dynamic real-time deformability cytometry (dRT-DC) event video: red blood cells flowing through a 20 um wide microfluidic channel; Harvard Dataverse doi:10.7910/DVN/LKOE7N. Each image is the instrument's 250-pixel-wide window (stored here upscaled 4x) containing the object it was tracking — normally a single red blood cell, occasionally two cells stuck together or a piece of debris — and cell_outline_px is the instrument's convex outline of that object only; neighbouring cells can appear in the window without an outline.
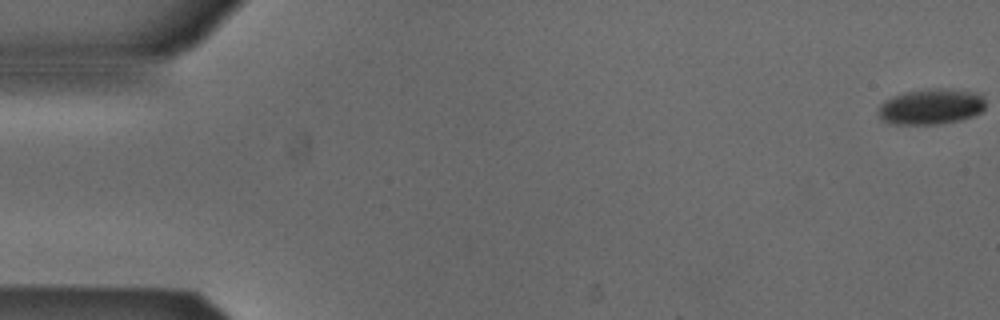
{"species": "Egyptian fruit bat (a non-hibernating species)", "species_latin": "Rousettus aegyptiacus", "temperature_condition": "cold", "stored_images_in_passage": 54, "camera_frame_rate_fps": 3000, "um_per_image_px": 0.085, "animal": {"sex": "male"}, "frame": {"image": 1, "passage_image": 1, "time_ms": 0.0, "image_size_px": [1000, 320], "cell_outline_px": [[984, 108], [980, 112], [972, 116], [960, 120], [936, 124], [896, 124], [880, 120], [880, 104], [884, 100], [892, 96], [904, 92], [936, 88], [940, 88], [980, 92], [984, 96]], "centroid_in_image_um": [79.16, 9.05], "position_along_channel_um": 5.8, "area_um2": 22.25}}
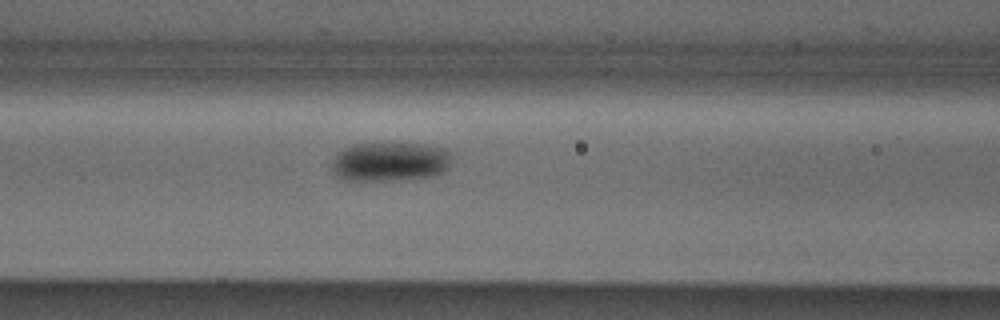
{"frame": {"image": 2, "passage_image": 23, "time_ms": 7.333, "image_size_px": [1000, 320], "cell_outline_px": [[452, 160], [448, 168], [444, 172], [432, 176], [400, 180], [340, 180], [328, 168], [332, 160], [344, 148], [356, 144], [384, 140], [424, 144], [448, 148], [452, 152]], "centroid_in_image_um": [33.16, 13.7], "position_along_channel_um": 133.4, "area_um2": 28.84}}
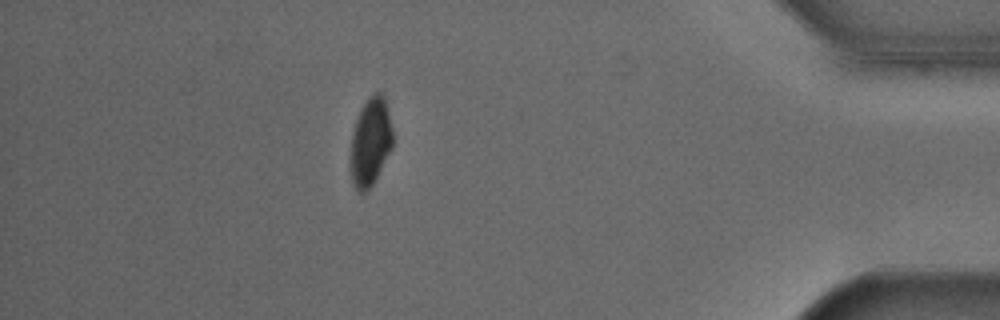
{"frame": {"image": 3, "passage_image": 48, "time_ms": 15.667, "image_size_px": [1000, 320], "cell_outline_px": [[392, 148], [372, 184], [364, 192], [360, 192], [352, 184], [348, 160], [352, 132], [360, 108], [368, 96], [376, 92], [380, 92], [384, 96], [392, 128]], "centroid_in_image_um": [31.44, 12.05], "position_along_channel_um": 403.8, "area_um2": 21.91}, "authors_computed_cell_mechanics": {"area_um2": 24.276, "velocity_mm_per_s": 3.8222, "shape_relaxation_time_tau1_ms": 2.7557, "shape_relaxation_time_tau2_ms": null, "deformation_change_tau1": 0.0929, "deformation_change_tau2": null}}